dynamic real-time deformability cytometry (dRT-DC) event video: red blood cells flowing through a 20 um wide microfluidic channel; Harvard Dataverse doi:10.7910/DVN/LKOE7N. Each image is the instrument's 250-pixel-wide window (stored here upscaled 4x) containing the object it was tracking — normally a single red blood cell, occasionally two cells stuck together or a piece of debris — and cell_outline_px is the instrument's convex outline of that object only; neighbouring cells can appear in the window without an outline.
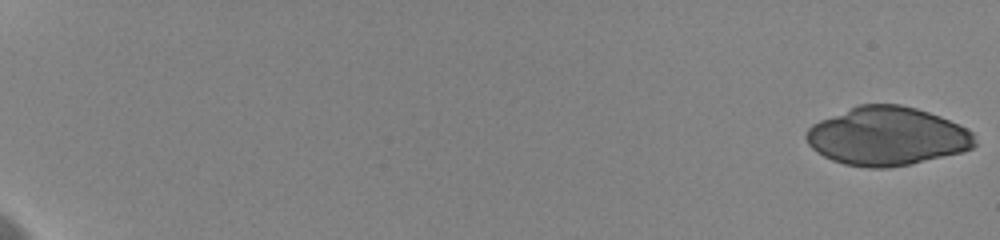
{"species": "human", "species_latin": "Homo sapiens", "temperature_condition": "cold", "stored_images_in_passage": 26, "camera_frame_rate_fps": 3000, "um_per_image_px": 0.085, "donor": {"sex": "female"}, "frame": {"image": 1, "passage_image": 1, "time_ms": 0.0, "image_size_px": [1000, 240], "cell_outline_px": [[976, 144], [972, 148], [960, 152], [908, 164], [884, 168], [868, 168], [844, 164], [832, 160], [816, 152], [808, 144], [804, 136], [808, 128], [812, 124], [820, 120], [860, 104], [900, 104], [916, 108], [940, 116], [972, 132]], "centroid_in_image_um": [75.35, 11.58], "position_along_channel_um": 9.6, "area_um2": 56.99}}